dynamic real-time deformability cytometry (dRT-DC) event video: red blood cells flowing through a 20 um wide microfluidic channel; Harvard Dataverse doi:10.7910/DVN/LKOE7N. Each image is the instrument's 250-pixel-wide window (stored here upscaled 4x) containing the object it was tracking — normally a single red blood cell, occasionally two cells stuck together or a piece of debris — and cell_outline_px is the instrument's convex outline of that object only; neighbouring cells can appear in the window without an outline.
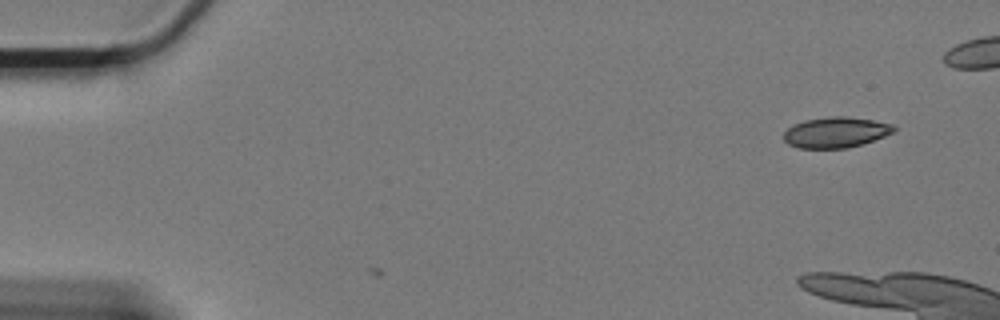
{"species": "Egyptian fruit bat (a non-hibernating species)", "species_latin": "Rousettus aegyptiacus", "temperature_condition": "cold", "stored_images_in_passage": 2, "camera_frame_rate_fps": 3000, "um_per_image_px": 0.085, "animal": {"sex": "female"}, "frame": {"image": 1, "passage_image": 2, "time_ms": 0.333, "image_size_px": [1000, 320], "cell_outline_px": [[896, 128], [892, 132], [884, 136], [864, 144], [848, 148], [800, 148], [788, 144], [784, 140], [784, 132], [788, 128], [804, 120], [832, 116], [844, 116], [872, 120], [892, 124]], "centroid_in_image_um": [71.04, 11.26], "position_along_channel_um": 14.0, "area_um2": 19.54}}